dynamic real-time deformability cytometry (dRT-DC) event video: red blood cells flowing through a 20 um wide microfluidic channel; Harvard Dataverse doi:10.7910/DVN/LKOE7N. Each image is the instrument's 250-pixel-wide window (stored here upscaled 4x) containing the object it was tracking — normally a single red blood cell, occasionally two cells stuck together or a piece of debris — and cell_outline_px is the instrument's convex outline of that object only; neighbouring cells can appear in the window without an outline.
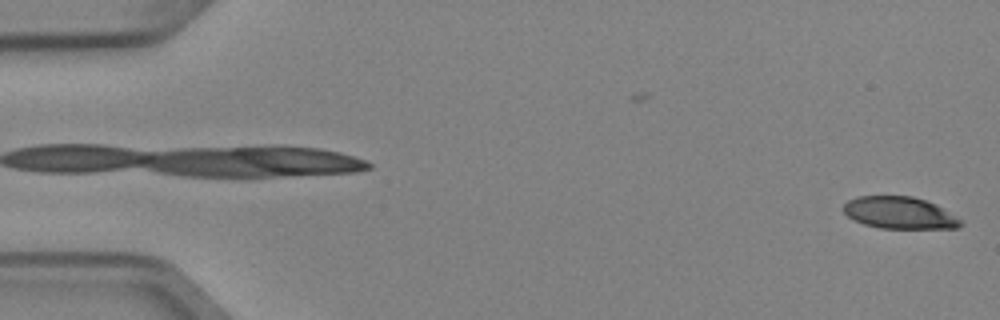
{"species": "Egyptian fruit bat (a non-hibernating species)", "species_latin": "Rousettus aegyptiacus", "temperature_condition": "cold", "stored_images_in_passage": 4, "camera_frame_rate_fps": 3000, "um_per_image_px": 0.085, "animal": {"sex": "female"}, "frame": {"image": 1, "passage_image": 4, "time_ms": 1.0, "image_size_px": [1000, 320], "cell_outline_px": [[964, 224], [960, 228], [880, 228], [864, 224], [852, 220], [840, 208], [848, 200], [860, 196], [912, 196], [936, 204], [960, 220]], "centroid_in_image_um": [76.42, 18.09], "position_along_channel_um": 8.6, "area_um2": 21.79}}